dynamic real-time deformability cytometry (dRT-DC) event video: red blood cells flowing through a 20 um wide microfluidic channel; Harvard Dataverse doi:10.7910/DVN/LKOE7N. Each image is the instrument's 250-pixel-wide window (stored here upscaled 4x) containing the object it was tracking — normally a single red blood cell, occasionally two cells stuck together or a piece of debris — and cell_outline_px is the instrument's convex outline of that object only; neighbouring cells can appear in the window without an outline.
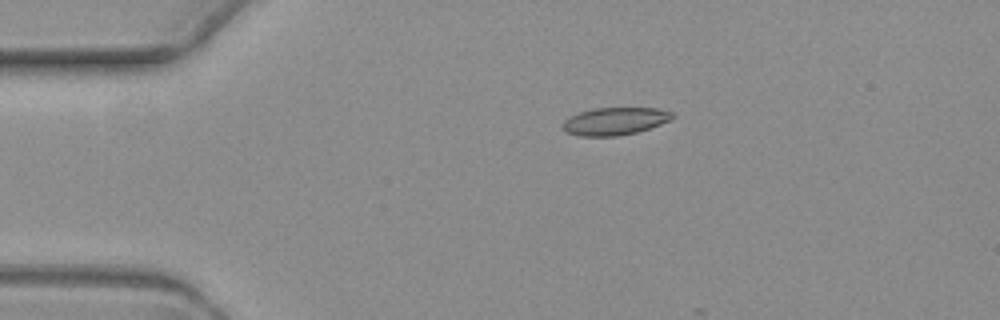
{"species": "common noctule bat (a hibernating species)", "species_latin": "Nyctalus noctula", "temperature_condition": "warm", "stored_images_in_passage": 3, "camera_frame_rate_fps": 3000, "um_per_image_px": 0.085, "animal": {"sex": "female", "body_mass_g": 19.3, "forearm_length_mm": 54.1}, "frame": {"image": 1, "passage_image": 1, "time_ms": 0.0, "image_size_px": [1000, 320], "cell_outline_px": [[676, 116], [672, 120], [636, 132], [616, 136], [580, 136], [568, 132], [560, 124], [564, 120], [580, 112], [592, 108], [656, 108], [672, 112]], "centroid_in_image_um": [52.28, 10.29], "position_along_channel_um": 32.7, "area_um2": 17.51}}